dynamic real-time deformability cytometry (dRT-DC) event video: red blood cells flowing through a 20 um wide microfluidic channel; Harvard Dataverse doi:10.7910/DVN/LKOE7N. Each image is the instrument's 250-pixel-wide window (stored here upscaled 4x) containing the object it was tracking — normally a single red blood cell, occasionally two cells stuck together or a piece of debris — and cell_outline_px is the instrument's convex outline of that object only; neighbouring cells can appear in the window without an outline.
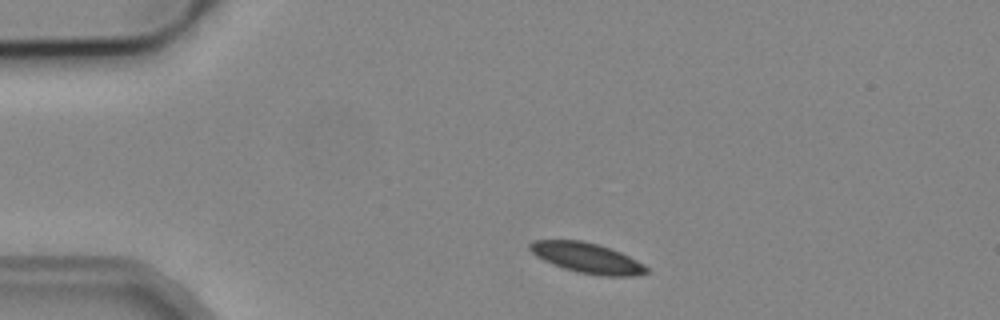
{"species": "common noctule bat (a hibernating species)", "species_latin": "Nyctalus noctula", "temperature_condition": "cold", "stored_images_in_passage": 6, "camera_frame_rate_fps": 3000, "um_per_image_px": 0.085, "animal": {"sex": "male", "body_mass_g": 19.2, "forearm_length_mm": 51.8}, "frame": {"image": 1, "passage_image": 1, "time_ms": 0.0, "image_size_px": [1000, 320], "cell_outline_px": [[652, 272], [640, 276], [604, 276], [576, 272], [552, 264], [536, 256], [528, 248], [528, 244], [532, 240], [580, 240], [596, 244], [620, 252], [644, 264]], "centroid_in_image_um": [49.92, 21.94], "position_along_channel_um": 35.1, "area_um2": 20.63}}
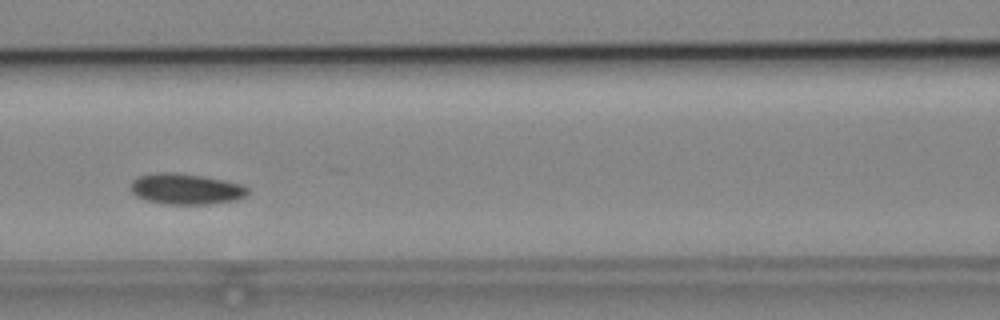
{"frame": {"image": 2, "passage_image": 5, "time_ms": 4.333, "image_size_px": [1000, 320], "cell_outline_px": [[248, 192], [244, 196], [236, 200], [208, 204], [168, 204], [148, 200], [136, 196], [128, 188], [132, 180], [140, 176], [156, 172], [176, 172], [204, 176], [244, 184], [248, 188]], "centroid_in_image_um": [15.79, 16.05], "position_along_channel_um": 150.8, "area_um2": 21.15}}
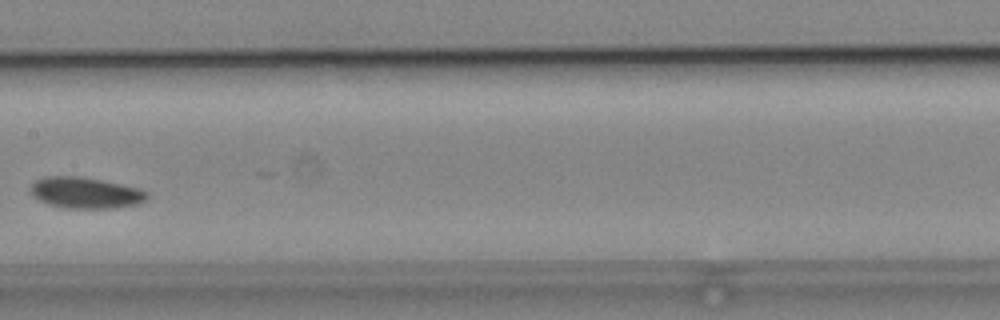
{"frame": {"image": 3, "passage_image": 6, "time_ms": 5.667, "image_size_px": [1000, 320], "cell_outline_px": [[148, 196], [140, 204], [112, 208], [64, 208], [48, 204], [32, 196], [28, 192], [32, 184], [36, 180], [44, 176], [80, 176], [120, 184], [136, 188], [148, 192]], "centroid_in_image_um": [7.22, 16.39], "position_along_channel_um": 200.2, "area_um2": 21.15}}